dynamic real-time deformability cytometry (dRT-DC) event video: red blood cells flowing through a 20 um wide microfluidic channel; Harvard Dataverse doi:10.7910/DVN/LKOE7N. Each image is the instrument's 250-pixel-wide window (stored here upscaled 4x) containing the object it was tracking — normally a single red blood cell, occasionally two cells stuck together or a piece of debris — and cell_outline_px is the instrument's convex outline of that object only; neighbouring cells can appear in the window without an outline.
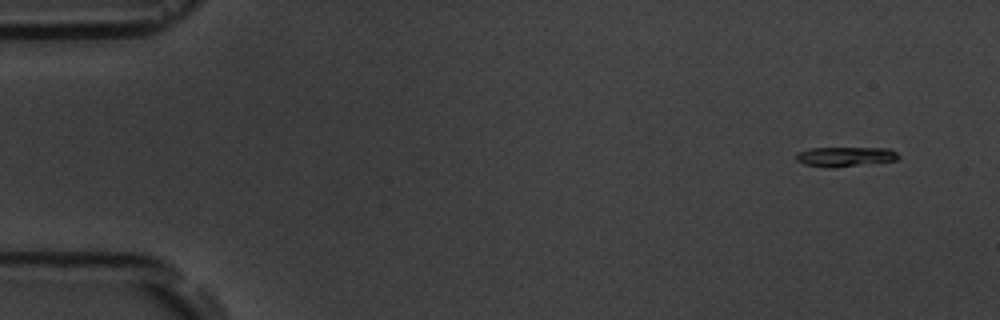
{"species": "common noctule bat (a hibernating species)", "species_latin": "Nyctalus noctula", "temperature_condition": "room temperature", "stored_images_in_passage": 11, "camera_frame_rate_fps": 3000, "um_per_image_px": 0.085, "animal": {"sex": "male", "body_mass_g": 19.5, "forearm_length_mm": 54.6}, "frame": {"image": 1, "passage_image": 1, "time_ms": 0.0, "image_size_px": [1000, 320], "cell_outline_px": [[900, 156], [896, 160], [832, 168], [804, 164], [796, 160], [796, 152], [812, 148], [888, 148], [896, 152]], "centroid_in_image_um": [71.82, 13.31], "position_along_channel_um": 13.2, "area_um2": 11.62}}
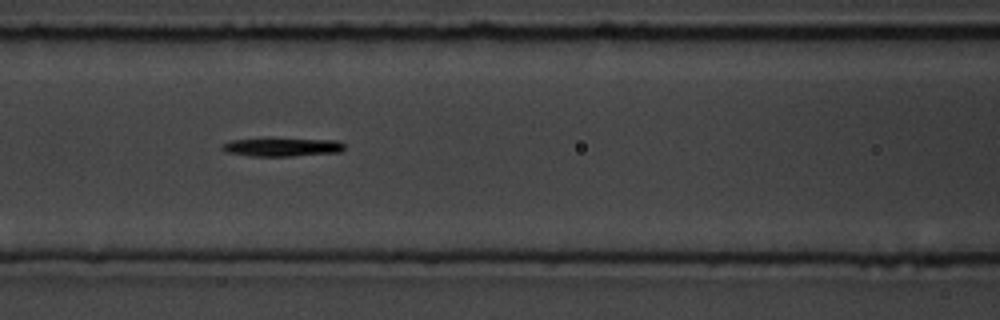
{"frame": {"image": 2, "passage_image": 7, "time_ms": 6.667, "image_size_px": [1000, 320], "cell_outline_px": [[344, 148], [340, 152], [292, 156], [252, 156], [228, 152], [220, 148], [220, 144], [232, 140], [264, 136], [268, 136], [336, 140], [344, 144]], "centroid_in_image_um": [23.93, 12.45], "position_along_channel_um": 142.7, "area_um2": 14.05}}
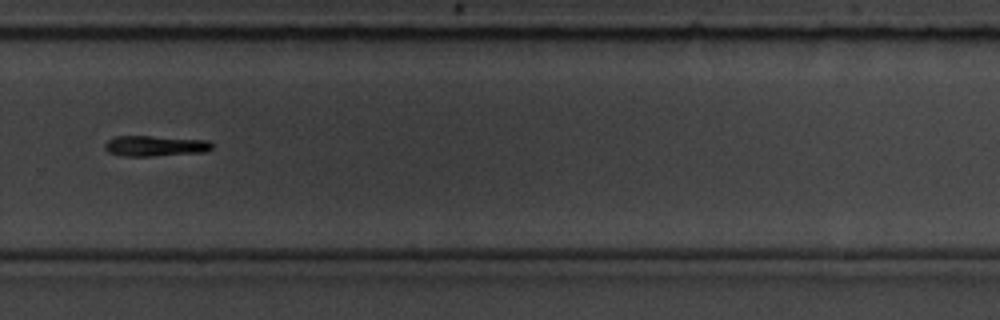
{"frame": {"image": 3, "passage_image": 11, "time_ms": 11.333, "image_size_px": [1000, 320], "cell_outline_px": [[212, 148], [204, 152], [152, 156], [124, 156], [108, 152], [104, 148], [104, 144], [108, 140], [116, 136], [152, 136], [208, 140], [212, 144]], "centroid_in_image_um": [13.17, 12.4], "position_along_channel_um": 316.6, "area_um2": 12.83}}